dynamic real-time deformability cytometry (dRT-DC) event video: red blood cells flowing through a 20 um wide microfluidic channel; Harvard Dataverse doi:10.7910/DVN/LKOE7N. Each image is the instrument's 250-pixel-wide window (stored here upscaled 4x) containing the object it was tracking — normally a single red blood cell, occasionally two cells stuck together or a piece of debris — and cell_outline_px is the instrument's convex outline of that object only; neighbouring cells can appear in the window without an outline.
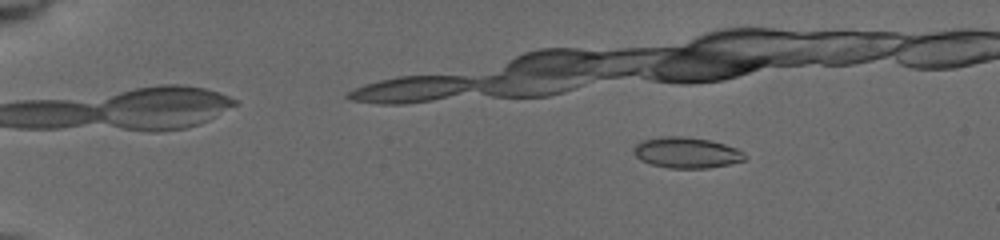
{"species": "common noctule bat (a hibernating species)", "species_latin": "Nyctalus noctula", "temperature_condition": "cold", "stored_images_in_passage": 14, "camera_frame_rate_fps": 3000, "um_per_image_px": 0.085, "animal": {"sex": "female", "body_mass_g": 19.5, "forearm_length_mm": 54.1}, "frame": {"image": 1, "passage_image": 5, "time_ms": 2.667, "image_size_px": [1000, 240], "cell_outline_px": [[744, 160], [728, 164], [708, 168], [668, 168], [652, 164], [640, 160], [632, 152], [636, 144], [644, 140], [660, 136], [684, 136], [712, 140], [736, 148], [744, 152]], "centroid_in_image_um": [58.33, 12.97], "position_along_channel_um": 26.7, "area_um2": 19.94}}